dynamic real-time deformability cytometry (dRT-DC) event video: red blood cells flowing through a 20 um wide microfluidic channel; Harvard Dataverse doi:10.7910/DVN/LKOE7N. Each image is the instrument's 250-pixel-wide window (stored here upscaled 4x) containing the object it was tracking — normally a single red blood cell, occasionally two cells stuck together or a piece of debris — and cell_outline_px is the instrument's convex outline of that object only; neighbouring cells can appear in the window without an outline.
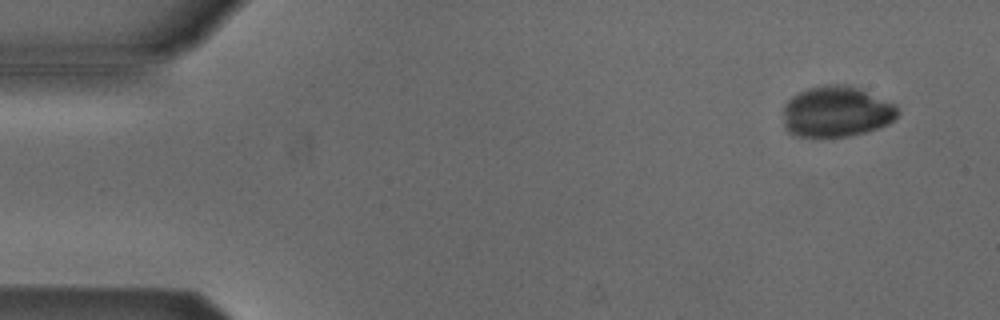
{"species": "Egyptian fruit bat (a non-hibernating species)", "species_latin": "Rousettus aegyptiacus", "temperature_condition": "cold", "stored_images_in_passage": 4, "camera_frame_rate_fps": 3000, "um_per_image_px": 0.085, "animal": {"sex": "male"}, "frame": {"image": 1, "passage_image": 2, "time_ms": 1.0, "image_size_px": [1000, 320], "cell_outline_px": [[900, 112], [888, 124], [864, 132], [848, 136], [796, 136], [788, 132], [784, 128], [784, 104], [792, 96], [808, 88], [824, 84], [848, 84], [860, 88], [896, 104], [900, 108]], "centroid_in_image_um": [71.11, 9.47], "position_along_channel_um": 13.9, "area_um2": 34.1}}
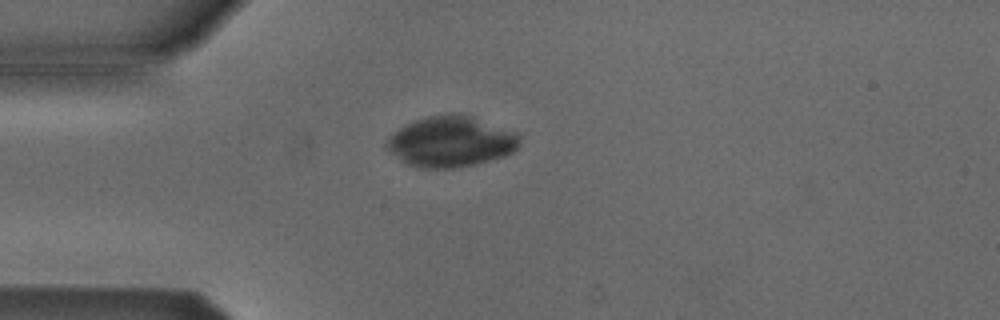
{"frame": {"image": 2, "passage_image": 4, "time_ms": 4.333, "image_size_px": [1000, 320], "cell_outline_px": [[520, 144], [512, 152], [504, 156], [476, 164], [456, 168], [420, 168], [404, 164], [384, 144], [388, 136], [392, 132], [404, 124], [428, 116], [448, 112], [460, 112], [516, 132], [520, 140]], "centroid_in_image_um": [38.29, 12.02], "position_along_channel_um": 46.7, "area_um2": 39.65}}